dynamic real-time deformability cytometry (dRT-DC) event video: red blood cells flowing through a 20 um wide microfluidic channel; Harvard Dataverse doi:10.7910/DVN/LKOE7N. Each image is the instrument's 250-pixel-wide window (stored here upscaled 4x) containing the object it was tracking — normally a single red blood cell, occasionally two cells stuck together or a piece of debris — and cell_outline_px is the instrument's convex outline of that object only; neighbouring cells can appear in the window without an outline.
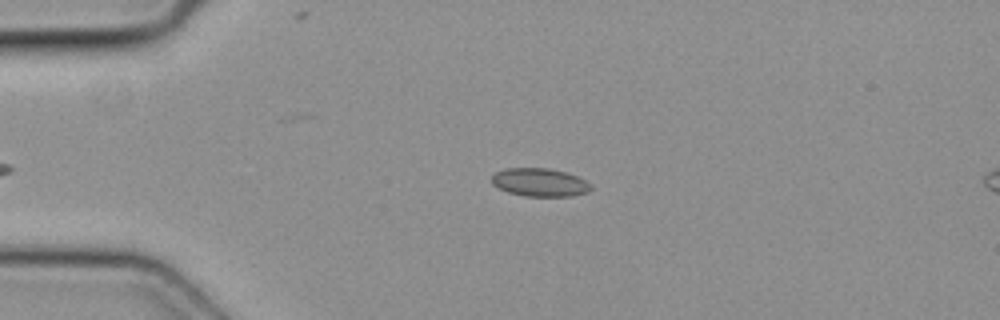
{"species": "common noctule bat (a hibernating species)", "species_latin": "Nyctalus noctula", "temperature_condition": "cold", "stored_images_in_passage": 3, "camera_frame_rate_fps": 3000, "um_per_image_px": 0.085, "animal": {"sex": "female", "body_mass_g": 19.3, "forearm_length_mm": 54.1}, "frame": {"image": 1, "passage_image": 1, "time_ms": 0.0, "image_size_px": [1000, 320], "cell_outline_px": [[592, 188], [588, 192], [572, 196], [524, 196], [508, 192], [492, 184], [492, 176], [496, 172], [504, 168], [548, 168], [568, 172], [592, 184]], "centroid_in_image_um": [45.9, 15.5], "position_along_channel_um": 39.1, "area_um2": 16.36}}